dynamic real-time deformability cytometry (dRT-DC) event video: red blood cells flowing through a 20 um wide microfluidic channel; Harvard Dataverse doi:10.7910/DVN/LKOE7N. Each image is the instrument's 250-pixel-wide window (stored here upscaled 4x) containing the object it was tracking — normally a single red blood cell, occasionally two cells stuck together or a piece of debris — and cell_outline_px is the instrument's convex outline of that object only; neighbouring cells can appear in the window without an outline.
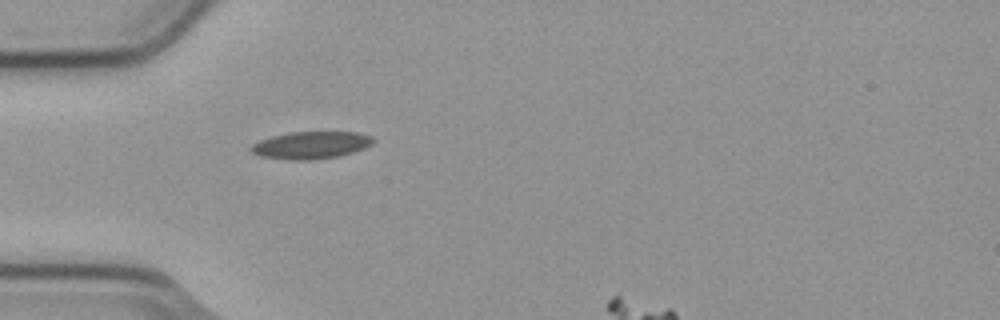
{"species": "common noctule bat (a hibernating species)", "species_latin": "Nyctalus noctula", "temperature_condition": "cold", "stored_images_in_passage": 3, "camera_frame_rate_fps": 3000, "um_per_image_px": 0.085, "animal": {"sex": "male", "body_mass_g": 23.1, "forearm_length_mm": 52.7}, "frame": {"image": 1, "passage_image": 3, "time_ms": 0.667, "image_size_px": [1000, 320], "cell_outline_px": [[372, 144], [364, 148], [340, 156], [312, 160], [292, 160], [260, 156], [252, 152], [248, 148], [252, 144], [260, 140], [272, 136], [292, 132], [356, 132], [372, 136]], "centroid_in_image_um": [26.41, 12.34], "position_along_channel_um": 58.6, "area_um2": 19.36}}